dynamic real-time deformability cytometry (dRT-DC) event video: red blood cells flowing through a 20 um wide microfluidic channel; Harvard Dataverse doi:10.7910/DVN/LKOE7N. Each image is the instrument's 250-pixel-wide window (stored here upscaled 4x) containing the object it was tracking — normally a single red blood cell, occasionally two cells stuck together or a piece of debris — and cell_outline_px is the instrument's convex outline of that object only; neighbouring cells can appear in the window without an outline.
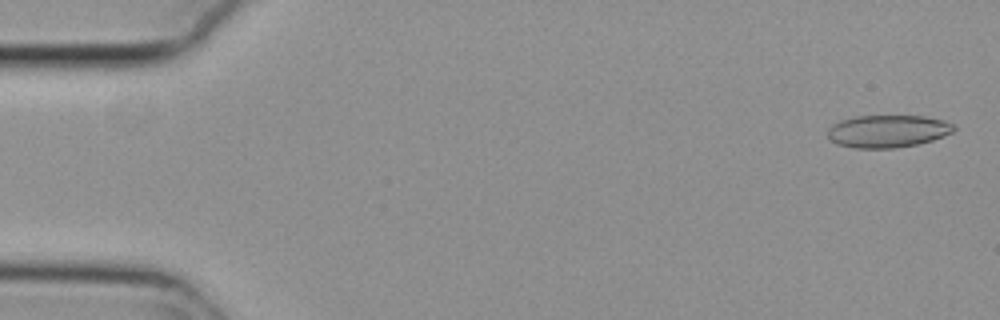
{"species": "common noctule bat (a hibernating species)", "species_latin": "Nyctalus noctula", "temperature_condition": "cold", "stored_images_in_passage": 54, "camera_frame_rate_fps": 3000, "um_per_image_px": 0.085, "animal": {"sex": "female", "body_mass_g": 29.2, "forearm_length_mm": 56.3}, "frame": {"image": 1, "passage_image": 2, "time_ms": 0.333, "image_size_px": [1000, 320], "cell_outline_px": [[956, 128], [952, 132], [944, 136], [932, 140], [916, 144], [896, 148], [856, 148], [836, 144], [828, 140], [828, 128], [832, 124], [840, 120], [856, 116], [924, 116], [940, 120], [952, 124]], "centroid_in_image_um": [75.4, 11.16], "position_along_channel_um": 9.6, "area_um2": 23.87}}
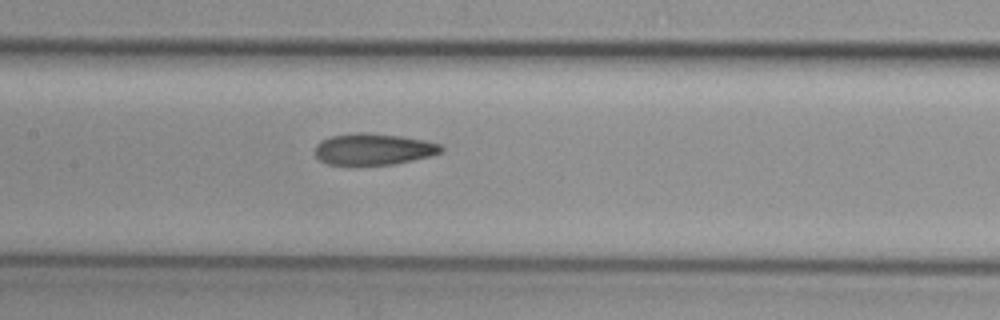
{"frame": {"image": 2, "passage_image": 26, "time_ms": 8.333, "image_size_px": [1000, 320], "cell_outline_px": [[444, 148], [440, 152], [428, 156], [412, 160], [392, 164], [328, 164], [320, 160], [316, 156], [316, 144], [320, 140], [332, 136], [356, 132], [364, 132], [400, 136], [424, 140], [440, 144]], "centroid_in_image_um": [31.72, 12.66], "position_along_channel_um": 175.7, "area_um2": 22.77}}
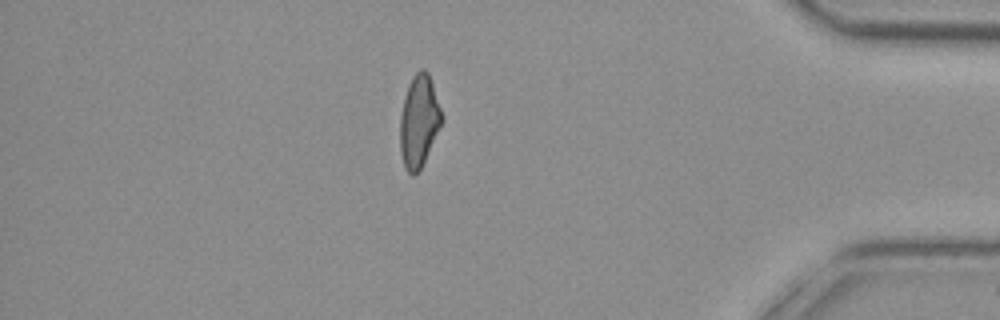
{"frame": {"image": 3, "passage_image": 47, "time_ms": 15.333, "image_size_px": [1000, 320], "cell_outline_px": [[440, 124], [424, 160], [420, 168], [412, 176], [404, 168], [400, 152], [400, 116], [404, 96], [408, 84], [412, 76], [420, 68], [424, 68], [428, 72], [440, 108]], "centroid_in_image_um": [35.55, 10.27], "position_along_channel_um": 399.6, "area_um2": 21.73}, "authors_computed_cell_mechanics": {"area_um2": 23.5535, "velocity_mm_per_s": 3.7778, "shape_relaxation_time_tau1_ms": null, "shape_relaxation_time_tau2_ms": 2.9571, "deformation_change_tau1": null, "deformation_change_tau2": 0.1101}}